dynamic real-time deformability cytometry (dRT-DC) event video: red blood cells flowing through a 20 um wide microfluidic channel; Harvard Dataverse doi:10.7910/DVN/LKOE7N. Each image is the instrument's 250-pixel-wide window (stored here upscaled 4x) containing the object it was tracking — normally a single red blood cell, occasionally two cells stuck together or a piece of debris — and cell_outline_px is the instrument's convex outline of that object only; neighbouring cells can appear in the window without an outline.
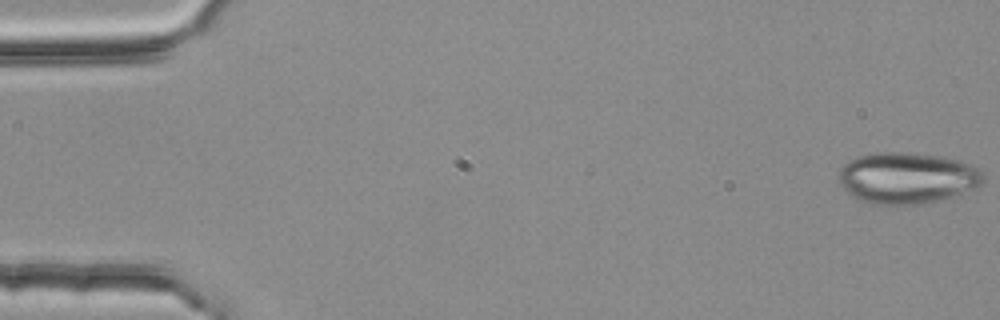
{"species": "common noctule bat (a hibernating species)", "species_latin": "Nyctalus noctula", "temperature_condition": "room temperature", "stored_images_in_passage": 54, "camera_frame_rate_fps": 3000, "um_per_image_px": 0.085, "animal": {"sex": "female", "body_mass_g": 25.1}, "frame": {"image": 1, "passage_image": 1, "time_ms": 0.0, "image_size_px": [1000, 320], "cell_outline_px": [[984, 180], [980, 188], [944, 200], [916, 204], [868, 204], [856, 200], [840, 184], [840, 168], [848, 160], [856, 156], [880, 152], [908, 152], [940, 156], [960, 160], [972, 164], [984, 176]], "centroid_in_image_um": [77.14, 15.14], "position_along_channel_um": 7.9, "area_um2": 43.81}}
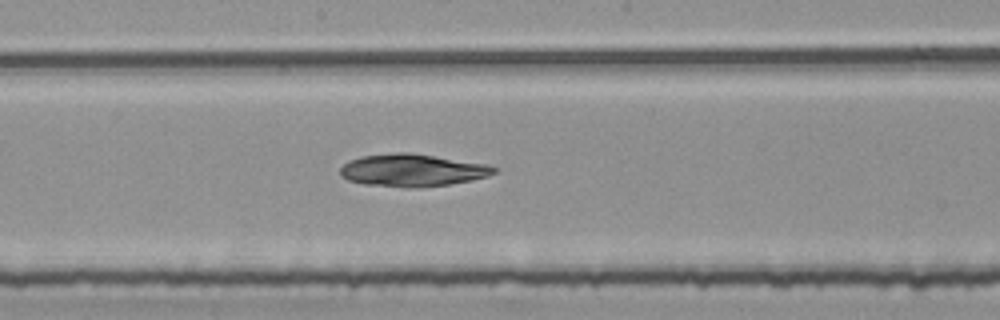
{"frame": {"image": 2, "passage_image": 29, "time_ms": 9.333, "image_size_px": [1000, 320], "cell_outline_px": [[496, 172], [488, 176], [448, 184], [420, 188], [408, 188], [364, 184], [348, 180], [340, 176], [340, 168], [348, 160], [360, 156], [396, 152], [412, 152], [488, 164], [496, 168]], "centroid_in_image_um": [35.01, 14.46], "position_along_channel_um": 213.2, "area_um2": 29.3}}
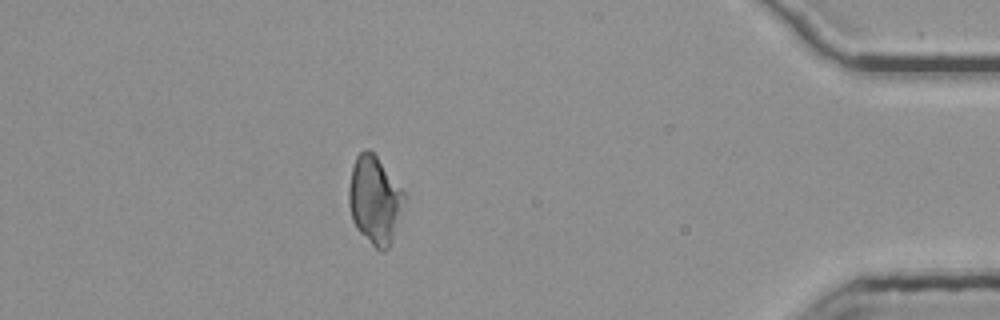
{"frame": {"image": 3, "passage_image": 48, "time_ms": 15.667, "image_size_px": [1000, 320], "cell_outline_px": [[408, 196], [392, 240], [388, 248], [384, 252], [380, 252], [356, 228], [352, 220], [348, 204], [348, 188], [352, 168], [356, 156], [360, 152], [368, 148], [376, 156]], "centroid_in_image_um": [31.86, 17.01], "position_along_channel_um": 403.3, "area_um2": 28.55}}